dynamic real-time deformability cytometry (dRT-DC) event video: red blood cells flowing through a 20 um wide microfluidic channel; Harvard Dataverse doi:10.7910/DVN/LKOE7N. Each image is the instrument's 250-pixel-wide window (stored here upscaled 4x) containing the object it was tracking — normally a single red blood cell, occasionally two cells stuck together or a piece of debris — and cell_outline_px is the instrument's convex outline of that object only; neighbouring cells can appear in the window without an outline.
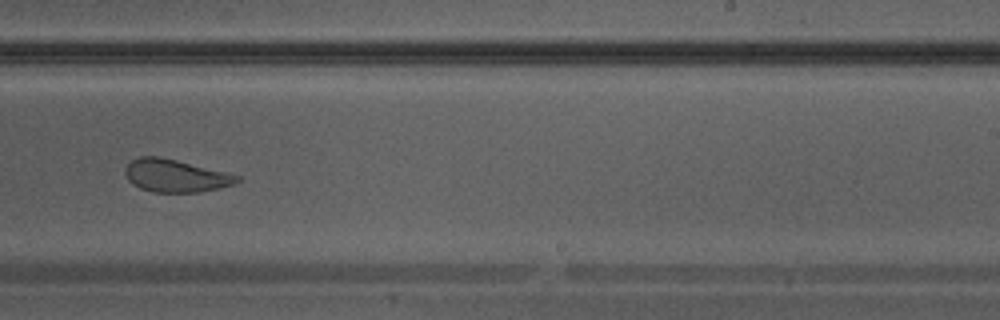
{"species": "Egyptian fruit bat (a non-hibernating species)", "species_latin": "Rousettus aegyptiacus", "temperature_condition": "warm", "stored_images_in_passage": 35, "camera_frame_rate_fps": 3000, "um_per_image_px": 0.085, "animal": {"sex": "male"}, "frame": {"image": 1, "passage_image": 25, "time_ms": 8.0, "image_size_px": [1000, 320], "cell_outline_px": [[240, 180], [232, 184], [220, 188], [200, 192], [152, 192], [140, 188], [132, 184], [128, 180], [124, 172], [124, 168], [132, 160], [140, 156], [160, 156], [240, 176]], "centroid_in_image_um": [14.87, 14.94], "position_along_channel_um": 274.1, "area_um2": 21.15}}